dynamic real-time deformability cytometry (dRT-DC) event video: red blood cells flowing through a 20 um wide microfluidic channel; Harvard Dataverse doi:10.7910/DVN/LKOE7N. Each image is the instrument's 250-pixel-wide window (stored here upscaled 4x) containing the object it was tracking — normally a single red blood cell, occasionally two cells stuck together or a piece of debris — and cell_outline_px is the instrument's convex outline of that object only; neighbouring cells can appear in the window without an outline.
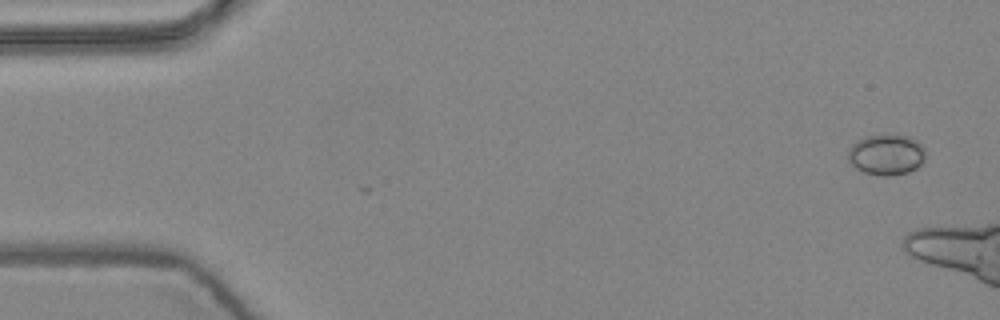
{"species": "common noctule bat (a hibernating species)", "species_latin": "Nyctalus noctula", "temperature_condition": "warm", "stored_images_in_passage": 3, "camera_frame_rate_fps": 3000, "um_per_image_px": 0.085, "animal": {"sex": "female", "body_mass_g": 24.6, "forearm_length_mm": 56.2}, "frame": {"image": 1, "passage_image": 1, "time_ms": 0.0, "image_size_px": [1000, 320], "cell_outline_px": [[924, 160], [916, 168], [908, 172], [892, 176], [880, 176], [864, 172], [856, 168], [848, 160], [848, 148], [852, 144], [864, 136], [908, 136], [916, 140], [924, 148]], "centroid_in_image_um": [75.32, 13.17], "position_along_channel_um": 9.7, "area_um2": 18.21}}